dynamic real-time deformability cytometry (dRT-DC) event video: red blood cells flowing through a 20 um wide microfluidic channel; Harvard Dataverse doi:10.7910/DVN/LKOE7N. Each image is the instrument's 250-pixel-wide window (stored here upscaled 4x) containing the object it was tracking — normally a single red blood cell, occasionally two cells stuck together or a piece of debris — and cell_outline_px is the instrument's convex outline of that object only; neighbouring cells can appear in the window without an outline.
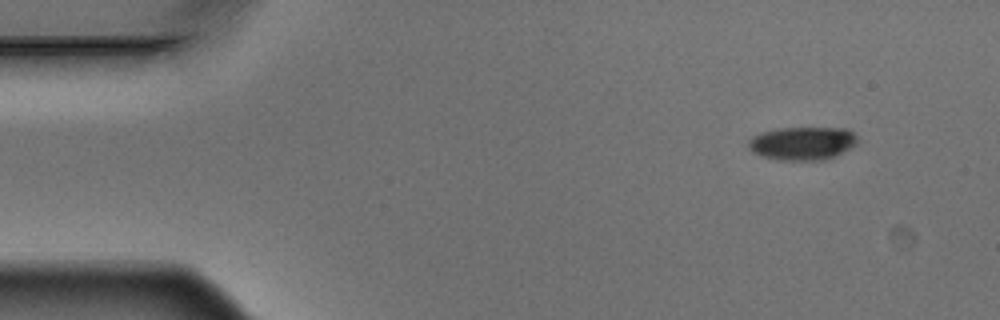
{"species": "Egyptian fruit bat (a non-hibernating species)", "species_latin": "Rousettus aegyptiacus", "temperature_condition": "warm", "stored_images_in_passage": 2, "segment_of_instrument_passage": [2, 2], "camera_frame_rate_fps": 3000, "um_per_image_px": 0.085, "animal": {"sex": "male"}, "frame": {"image": 1, "passage_image": 2, "time_ms": 0.333, "image_size_px": [1000, 320], "cell_outline_px": [[860, 140], [856, 144], [836, 156], [824, 160], [780, 160], [764, 156], [752, 152], [748, 148], [748, 140], [752, 136], [760, 132], [780, 128], [848, 128]], "centroid_in_image_um": [68.21, 12.17], "position_along_channel_um": 16.8, "area_um2": 21.27}}